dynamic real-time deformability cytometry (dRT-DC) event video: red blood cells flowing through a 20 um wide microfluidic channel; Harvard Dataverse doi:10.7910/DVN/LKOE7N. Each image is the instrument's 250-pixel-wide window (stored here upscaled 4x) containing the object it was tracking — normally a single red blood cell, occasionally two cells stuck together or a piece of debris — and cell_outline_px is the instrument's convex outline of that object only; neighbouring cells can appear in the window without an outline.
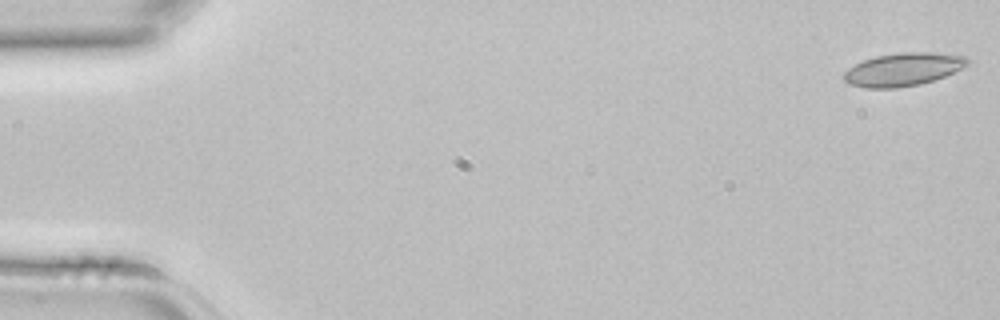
{"species": "common noctule bat (a hibernating species)", "species_latin": "Nyctalus noctula", "temperature_condition": "room temperature", "stored_images_in_passage": 4, "camera_frame_rate_fps": 3000, "um_per_image_px": 0.085, "animal": {"sex": "female", "body_mass_g": 22.7, "forearm_length_mm": 54.2}, "frame": {"image": 1, "passage_image": 1, "time_ms": 0.0, "image_size_px": [1000, 320], "cell_outline_px": [[968, 64], [944, 76], [920, 84], [896, 88], [864, 88], [848, 84], [844, 80], [844, 72], [848, 68], [864, 60], [876, 56], [900, 52], [932, 52], [964, 56], [968, 60]], "centroid_in_image_um": [76.71, 5.9], "position_along_channel_um": 8.3, "area_um2": 23.58}}